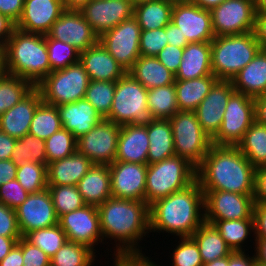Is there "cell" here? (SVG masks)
Instances as JSON below:
<instances>
[{
  "mask_svg": "<svg viewBox=\"0 0 266 266\" xmlns=\"http://www.w3.org/2000/svg\"><path fill=\"white\" fill-rule=\"evenodd\" d=\"M255 167L237 146H210L196 178L202 190H221L253 195Z\"/></svg>",
  "mask_w": 266,
  "mask_h": 266,
  "instance_id": "obj_1",
  "label": "cell"
},
{
  "mask_svg": "<svg viewBox=\"0 0 266 266\" xmlns=\"http://www.w3.org/2000/svg\"><path fill=\"white\" fill-rule=\"evenodd\" d=\"M97 208L103 238L118 241L114 253H142L138 243L150 233L149 205L111 196Z\"/></svg>",
  "mask_w": 266,
  "mask_h": 266,
  "instance_id": "obj_2",
  "label": "cell"
},
{
  "mask_svg": "<svg viewBox=\"0 0 266 266\" xmlns=\"http://www.w3.org/2000/svg\"><path fill=\"white\" fill-rule=\"evenodd\" d=\"M149 217L150 232L192 236L205 222L204 192L199 182L155 201L149 206Z\"/></svg>",
  "mask_w": 266,
  "mask_h": 266,
  "instance_id": "obj_3",
  "label": "cell"
},
{
  "mask_svg": "<svg viewBox=\"0 0 266 266\" xmlns=\"http://www.w3.org/2000/svg\"><path fill=\"white\" fill-rule=\"evenodd\" d=\"M4 71L37 86L51 72L46 35L15 29L3 47Z\"/></svg>",
  "mask_w": 266,
  "mask_h": 266,
  "instance_id": "obj_4",
  "label": "cell"
},
{
  "mask_svg": "<svg viewBox=\"0 0 266 266\" xmlns=\"http://www.w3.org/2000/svg\"><path fill=\"white\" fill-rule=\"evenodd\" d=\"M261 50L253 31L215 36L211 41L212 73L218 80H232Z\"/></svg>",
  "mask_w": 266,
  "mask_h": 266,
  "instance_id": "obj_5",
  "label": "cell"
},
{
  "mask_svg": "<svg viewBox=\"0 0 266 266\" xmlns=\"http://www.w3.org/2000/svg\"><path fill=\"white\" fill-rule=\"evenodd\" d=\"M196 180V167L176 155L147 164L145 202L150 206L161 198L189 187Z\"/></svg>",
  "mask_w": 266,
  "mask_h": 266,
  "instance_id": "obj_6",
  "label": "cell"
},
{
  "mask_svg": "<svg viewBox=\"0 0 266 266\" xmlns=\"http://www.w3.org/2000/svg\"><path fill=\"white\" fill-rule=\"evenodd\" d=\"M89 82V75L78 61L52 71L35 87L40 91L43 102L59 106L84 99Z\"/></svg>",
  "mask_w": 266,
  "mask_h": 266,
  "instance_id": "obj_7",
  "label": "cell"
},
{
  "mask_svg": "<svg viewBox=\"0 0 266 266\" xmlns=\"http://www.w3.org/2000/svg\"><path fill=\"white\" fill-rule=\"evenodd\" d=\"M148 90L128 72L116 81L112 106L105 118L118 125L146 124L150 120Z\"/></svg>",
  "mask_w": 266,
  "mask_h": 266,
  "instance_id": "obj_8",
  "label": "cell"
},
{
  "mask_svg": "<svg viewBox=\"0 0 266 266\" xmlns=\"http://www.w3.org/2000/svg\"><path fill=\"white\" fill-rule=\"evenodd\" d=\"M169 122L173 132L175 155L187 159L197 168L208 153L212 139L203 131L195 111H179Z\"/></svg>",
  "mask_w": 266,
  "mask_h": 266,
  "instance_id": "obj_9",
  "label": "cell"
},
{
  "mask_svg": "<svg viewBox=\"0 0 266 266\" xmlns=\"http://www.w3.org/2000/svg\"><path fill=\"white\" fill-rule=\"evenodd\" d=\"M254 122V98L234 92L228 99L222 125L217 135L212 139V144L237 146Z\"/></svg>",
  "mask_w": 266,
  "mask_h": 266,
  "instance_id": "obj_10",
  "label": "cell"
},
{
  "mask_svg": "<svg viewBox=\"0 0 266 266\" xmlns=\"http://www.w3.org/2000/svg\"><path fill=\"white\" fill-rule=\"evenodd\" d=\"M121 126L103 118L77 139V151L93 164L111 165L116 158Z\"/></svg>",
  "mask_w": 266,
  "mask_h": 266,
  "instance_id": "obj_11",
  "label": "cell"
},
{
  "mask_svg": "<svg viewBox=\"0 0 266 266\" xmlns=\"http://www.w3.org/2000/svg\"><path fill=\"white\" fill-rule=\"evenodd\" d=\"M141 27L134 16L123 20L99 37V42L128 72L141 56L139 49Z\"/></svg>",
  "mask_w": 266,
  "mask_h": 266,
  "instance_id": "obj_12",
  "label": "cell"
},
{
  "mask_svg": "<svg viewBox=\"0 0 266 266\" xmlns=\"http://www.w3.org/2000/svg\"><path fill=\"white\" fill-rule=\"evenodd\" d=\"M205 222L254 219V197L221 190H203Z\"/></svg>",
  "mask_w": 266,
  "mask_h": 266,
  "instance_id": "obj_13",
  "label": "cell"
},
{
  "mask_svg": "<svg viewBox=\"0 0 266 266\" xmlns=\"http://www.w3.org/2000/svg\"><path fill=\"white\" fill-rule=\"evenodd\" d=\"M210 12L215 36L243 34L254 30V0H225Z\"/></svg>",
  "mask_w": 266,
  "mask_h": 266,
  "instance_id": "obj_14",
  "label": "cell"
},
{
  "mask_svg": "<svg viewBox=\"0 0 266 266\" xmlns=\"http://www.w3.org/2000/svg\"><path fill=\"white\" fill-rule=\"evenodd\" d=\"M171 22L180 28L188 43L211 42L215 38L210 10L188 0H175Z\"/></svg>",
  "mask_w": 266,
  "mask_h": 266,
  "instance_id": "obj_15",
  "label": "cell"
},
{
  "mask_svg": "<svg viewBox=\"0 0 266 266\" xmlns=\"http://www.w3.org/2000/svg\"><path fill=\"white\" fill-rule=\"evenodd\" d=\"M58 224L66 233L68 241L84 244L94 251L93 246L104 241L96 206L85 205L66 213L58 218Z\"/></svg>",
  "mask_w": 266,
  "mask_h": 266,
  "instance_id": "obj_16",
  "label": "cell"
},
{
  "mask_svg": "<svg viewBox=\"0 0 266 266\" xmlns=\"http://www.w3.org/2000/svg\"><path fill=\"white\" fill-rule=\"evenodd\" d=\"M15 211L22 237L30 231L58 224V217L48 188L29 194L27 199Z\"/></svg>",
  "mask_w": 266,
  "mask_h": 266,
  "instance_id": "obj_17",
  "label": "cell"
},
{
  "mask_svg": "<svg viewBox=\"0 0 266 266\" xmlns=\"http://www.w3.org/2000/svg\"><path fill=\"white\" fill-rule=\"evenodd\" d=\"M109 170L112 197L145 202L147 164L114 161Z\"/></svg>",
  "mask_w": 266,
  "mask_h": 266,
  "instance_id": "obj_18",
  "label": "cell"
},
{
  "mask_svg": "<svg viewBox=\"0 0 266 266\" xmlns=\"http://www.w3.org/2000/svg\"><path fill=\"white\" fill-rule=\"evenodd\" d=\"M79 11L100 37L123 20L131 18L134 7L130 0H90Z\"/></svg>",
  "mask_w": 266,
  "mask_h": 266,
  "instance_id": "obj_19",
  "label": "cell"
},
{
  "mask_svg": "<svg viewBox=\"0 0 266 266\" xmlns=\"http://www.w3.org/2000/svg\"><path fill=\"white\" fill-rule=\"evenodd\" d=\"M47 35L51 39L68 42L80 52L99 42L98 35L79 10H65Z\"/></svg>",
  "mask_w": 266,
  "mask_h": 266,
  "instance_id": "obj_20",
  "label": "cell"
},
{
  "mask_svg": "<svg viewBox=\"0 0 266 266\" xmlns=\"http://www.w3.org/2000/svg\"><path fill=\"white\" fill-rule=\"evenodd\" d=\"M234 92L232 80H217L195 110L199 124L211 139L222 125L228 99Z\"/></svg>",
  "mask_w": 266,
  "mask_h": 266,
  "instance_id": "obj_21",
  "label": "cell"
},
{
  "mask_svg": "<svg viewBox=\"0 0 266 266\" xmlns=\"http://www.w3.org/2000/svg\"><path fill=\"white\" fill-rule=\"evenodd\" d=\"M65 10L60 0H25L16 29L26 33L47 35L52 24Z\"/></svg>",
  "mask_w": 266,
  "mask_h": 266,
  "instance_id": "obj_22",
  "label": "cell"
},
{
  "mask_svg": "<svg viewBox=\"0 0 266 266\" xmlns=\"http://www.w3.org/2000/svg\"><path fill=\"white\" fill-rule=\"evenodd\" d=\"M149 145L147 123L121 125L115 161L147 164Z\"/></svg>",
  "mask_w": 266,
  "mask_h": 266,
  "instance_id": "obj_23",
  "label": "cell"
},
{
  "mask_svg": "<svg viewBox=\"0 0 266 266\" xmlns=\"http://www.w3.org/2000/svg\"><path fill=\"white\" fill-rule=\"evenodd\" d=\"M41 102V93L35 87L19 103L0 116V130L16 139L27 135L34 112Z\"/></svg>",
  "mask_w": 266,
  "mask_h": 266,
  "instance_id": "obj_24",
  "label": "cell"
},
{
  "mask_svg": "<svg viewBox=\"0 0 266 266\" xmlns=\"http://www.w3.org/2000/svg\"><path fill=\"white\" fill-rule=\"evenodd\" d=\"M80 62L90 80L117 81L127 73L100 42L80 52Z\"/></svg>",
  "mask_w": 266,
  "mask_h": 266,
  "instance_id": "obj_25",
  "label": "cell"
},
{
  "mask_svg": "<svg viewBox=\"0 0 266 266\" xmlns=\"http://www.w3.org/2000/svg\"><path fill=\"white\" fill-rule=\"evenodd\" d=\"M62 128L71 132L77 139L88 133L103 118L85 98L77 102L57 106Z\"/></svg>",
  "mask_w": 266,
  "mask_h": 266,
  "instance_id": "obj_26",
  "label": "cell"
},
{
  "mask_svg": "<svg viewBox=\"0 0 266 266\" xmlns=\"http://www.w3.org/2000/svg\"><path fill=\"white\" fill-rule=\"evenodd\" d=\"M92 166L93 162L78 151L61 160L50 162L47 165V186H76Z\"/></svg>",
  "mask_w": 266,
  "mask_h": 266,
  "instance_id": "obj_27",
  "label": "cell"
},
{
  "mask_svg": "<svg viewBox=\"0 0 266 266\" xmlns=\"http://www.w3.org/2000/svg\"><path fill=\"white\" fill-rule=\"evenodd\" d=\"M211 74V42L188 43L184 47L175 80H190Z\"/></svg>",
  "mask_w": 266,
  "mask_h": 266,
  "instance_id": "obj_28",
  "label": "cell"
},
{
  "mask_svg": "<svg viewBox=\"0 0 266 266\" xmlns=\"http://www.w3.org/2000/svg\"><path fill=\"white\" fill-rule=\"evenodd\" d=\"M76 186L86 205L98 207L112 196L109 165L93 164Z\"/></svg>",
  "mask_w": 266,
  "mask_h": 266,
  "instance_id": "obj_29",
  "label": "cell"
},
{
  "mask_svg": "<svg viewBox=\"0 0 266 266\" xmlns=\"http://www.w3.org/2000/svg\"><path fill=\"white\" fill-rule=\"evenodd\" d=\"M232 83L235 92L253 98L261 96L266 91V50L261 49L232 79Z\"/></svg>",
  "mask_w": 266,
  "mask_h": 266,
  "instance_id": "obj_30",
  "label": "cell"
},
{
  "mask_svg": "<svg viewBox=\"0 0 266 266\" xmlns=\"http://www.w3.org/2000/svg\"><path fill=\"white\" fill-rule=\"evenodd\" d=\"M149 150L147 164L175 156L172 127L169 119H150L147 122Z\"/></svg>",
  "mask_w": 266,
  "mask_h": 266,
  "instance_id": "obj_31",
  "label": "cell"
},
{
  "mask_svg": "<svg viewBox=\"0 0 266 266\" xmlns=\"http://www.w3.org/2000/svg\"><path fill=\"white\" fill-rule=\"evenodd\" d=\"M128 73L147 90L175 83V74L153 56H140Z\"/></svg>",
  "mask_w": 266,
  "mask_h": 266,
  "instance_id": "obj_32",
  "label": "cell"
},
{
  "mask_svg": "<svg viewBox=\"0 0 266 266\" xmlns=\"http://www.w3.org/2000/svg\"><path fill=\"white\" fill-rule=\"evenodd\" d=\"M218 79L213 75L190 80H175L177 105L180 111H195Z\"/></svg>",
  "mask_w": 266,
  "mask_h": 266,
  "instance_id": "obj_33",
  "label": "cell"
},
{
  "mask_svg": "<svg viewBox=\"0 0 266 266\" xmlns=\"http://www.w3.org/2000/svg\"><path fill=\"white\" fill-rule=\"evenodd\" d=\"M191 237L198 245L203 264L224 258L232 253L213 224L204 222Z\"/></svg>",
  "mask_w": 266,
  "mask_h": 266,
  "instance_id": "obj_34",
  "label": "cell"
},
{
  "mask_svg": "<svg viewBox=\"0 0 266 266\" xmlns=\"http://www.w3.org/2000/svg\"><path fill=\"white\" fill-rule=\"evenodd\" d=\"M175 0H157L134 6L133 16L141 30L166 27L171 22V12Z\"/></svg>",
  "mask_w": 266,
  "mask_h": 266,
  "instance_id": "obj_35",
  "label": "cell"
},
{
  "mask_svg": "<svg viewBox=\"0 0 266 266\" xmlns=\"http://www.w3.org/2000/svg\"><path fill=\"white\" fill-rule=\"evenodd\" d=\"M237 147L255 168L266 166V126L255 121Z\"/></svg>",
  "mask_w": 266,
  "mask_h": 266,
  "instance_id": "obj_36",
  "label": "cell"
},
{
  "mask_svg": "<svg viewBox=\"0 0 266 266\" xmlns=\"http://www.w3.org/2000/svg\"><path fill=\"white\" fill-rule=\"evenodd\" d=\"M147 104L151 119H170L179 112L175 85L169 84L148 89Z\"/></svg>",
  "mask_w": 266,
  "mask_h": 266,
  "instance_id": "obj_37",
  "label": "cell"
},
{
  "mask_svg": "<svg viewBox=\"0 0 266 266\" xmlns=\"http://www.w3.org/2000/svg\"><path fill=\"white\" fill-rule=\"evenodd\" d=\"M34 88L30 81L4 72L0 76V116L19 103Z\"/></svg>",
  "mask_w": 266,
  "mask_h": 266,
  "instance_id": "obj_38",
  "label": "cell"
},
{
  "mask_svg": "<svg viewBox=\"0 0 266 266\" xmlns=\"http://www.w3.org/2000/svg\"><path fill=\"white\" fill-rule=\"evenodd\" d=\"M61 128L62 123L57 106L42 101L34 112L28 134L46 140Z\"/></svg>",
  "mask_w": 266,
  "mask_h": 266,
  "instance_id": "obj_39",
  "label": "cell"
},
{
  "mask_svg": "<svg viewBox=\"0 0 266 266\" xmlns=\"http://www.w3.org/2000/svg\"><path fill=\"white\" fill-rule=\"evenodd\" d=\"M213 225L232 252L245 251L242 244L248 235L255 232L254 219L216 220Z\"/></svg>",
  "mask_w": 266,
  "mask_h": 266,
  "instance_id": "obj_40",
  "label": "cell"
},
{
  "mask_svg": "<svg viewBox=\"0 0 266 266\" xmlns=\"http://www.w3.org/2000/svg\"><path fill=\"white\" fill-rule=\"evenodd\" d=\"M95 253L84 244L67 241L50 258V266H92Z\"/></svg>",
  "mask_w": 266,
  "mask_h": 266,
  "instance_id": "obj_41",
  "label": "cell"
},
{
  "mask_svg": "<svg viewBox=\"0 0 266 266\" xmlns=\"http://www.w3.org/2000/svg\"><path fill=\"white\" fill-rule=\"evenodd\" d=\"M11 159L16 166H20L27 161L47 166L45 140L30 134L18 138Z\"/></svg>",
  "mask_w": 266,
  "mask_h": 266,
  "instance_id": "obj_42",
  "label": "cell"
},
{
  "mask_svg": "<svg viewBox=\"0 0 266 266\" xmlns=\"http://www.w3.org/2000/svg\"><path fill=\"white\" fill-rule=\"evenodd\" d=\"M24 238L40 248L50 258L68 241L66 233L59 224L30 231Z\"/></svg>",
  "mask_w": 266,
  "mask_h": 266,
  "instance_id": "obj_43",
  "label": "cell"
},
{
  "mask_svg": "<svg viewBox=\"0 0 266 266\" xmlns=\"http://www.w3.org/2000/svg\"><path fill=\"white\" fill-rule=\"evenodd\" d=\"M116 81H97L90 80L86 90L85 99L93 105L102 118L109 115Z\"/></svg>",
  "mask_w": 266,
  "mask_h": 266,
  "instance_id": "obj_44",
  "label": "cell"
},
{
  "mask_svg": "<svg viewBox=\"0 0 266 266\" xmlns=\"http://www.w3.org/2000/svg\"><path fill=\"white\" fill-rule=\"evenodd\" d=\"M16 180L29 193L47 188V166L32 161L17 166Z\"/></svg>",
  "mask_w": 266,
  "mask_h": 266,
  "instance_id": "obj_45",
  "label": "cell"
},
{
  "mask_svg": "<svg viewBox=\"0 0 266 266\" xmlns=\"http://www.w3.org/2000/svg\"><path fill=\"white\" fill-rule=\"evenodd\" d=\"M47 165L61 160L77 151V138L65 128H61L45 140Z\"/></svg>",
  "mask_w": 266,
  "mask_h": 266,
  "instance_id": "obj_46",
  "label": "cell"
},
{
  "mask_svg": "<svg viewBox=\"0 0 266 266\" xmlns=\"http://www.w3.org/2000/svg\"><path fill=\"white\" fill-rule=\"evenodd\" d=\"M47 188L52 196L53 205L58 218L86 205L77 186L60 185L47 186Z\"/></svg>",
  "mask_w": 266,
  "mask_h": 266,
  "instance_id": "obj_47",
  "label": "cell"
},
{
  "mask_svg": "<svg viewBox=\"0 0 266 266\" xmlns=\"http://www.w3.org/2000/svg\"><path fill=\"white\" fill-rule=\"evenodd\" d=\"M46 45L52 71L64 69L80 61V51L68 42L51 39L46 35Z\"/></svg>",
  "mask_w": 266,
  "mask_h": 266,
  "instance_id": "obj_48",
  "label": "cell"
},
{
  "mask_svg": "<svg viewBox=\"0 0 266 266\" xmlns=\"http://www.w3.org/2000/svg\"><path fill=\"white\" fill-rule=\"evenodd\" d=\"M178 246L173 251L172 266H203L198 245L190 237H179Z\"/></svg>",
  "mask_w": 266,
  "mask_h": 266,
  "instance_id": "obj_49",
  "label": "cell"
},
{
  "mask_svg": "<svg viewBox=\"0 0 266 266\" xmlns=\"http://www.w3.org/2000/svg\"><path fill=\"white\" fill-rule=\"evenodd\" d=\"M166 27L153 30H141L139 49L141 56L156 55L168 44Z\"/></svg>",
  "mask_w": 266,
  "mask_h": 266,
  "instance_id": "obj_50",
  "label": "cell"
},
{
  "mask_svg": "<svg viewBox=\"0 0 266 266\" xmlns=\"http://www.w3.org/2000/svg\"><path fill=\"white\" fill-rule=\"evenodd\" d=\"M28 195L29 193L16 179L0 186V204H4L14 210L27 199Z\"/></svg>",
  "mask_w": 266,
  "mask_h": 266,
  "instance_id": "obj_51",
  "label": "cell"
},
{
  "mask_svg": "<svg viewBox=\"0 0 266 266\" xmlns=\"http://www.w3.org/2000/svg\"><path fill=\"white\" fill-rule=\"evenodd\" d=\"M17 245L22 249L23 266H50V257L24 237L20 238Z\"/></svg>",
  "mask_w": 266,
  "mask_h": 266,
  "instance_id": "obj_52",
  "label": "cell"
},
{
  "mask_svg": "<svg viewBox=\"0 0 266 266\" xmlns=\"http://www.w3.org/2000/svg\"><path fill=\"white\" fill-rule=\"evenodd\" d=\"M0 236L22 237L17 224L16 211L0 204Z\"/></svg>",
  "mask_w": 266,
  "mask_h": 266,
  "instance_id": "obj_53",
  "label": "cell"
},
{
  "mask_svg": "<svg viewBox=\"0 0 266 266\" xmlns=\"http://www.w3.org/2000/svg\"><path fill=\"white\" fill-rule=\"evenodd\" d=\"M184 48L167 44L157 55L156 58L171 72L177 73L182 61Z\"/></svg>",
  "mask_w": 266,
  "mask_h": 266,
  "instance_id": "obj_54",
  "label": "cell"
},
{
  "mask_svg": "<svg viewBox=\"0 0 266 266\" xmlns=\"http://www.w3.org/2000/svg\"><path fill=\"white\" fill-rule=\"evenodd\" d=\"M113 266H160L149 260L143 253H114ZM155 263V264H154Z\"/></svg>",
  "mask_w": 266,
  "mask_h": 266,
  "instance_id": "obj_55",
  "label": "cell"
},
{
  "mask_svg": "<svg viewBox=\"0 0 266 266\" xmlns=\"http://www.w3.org/2000/svg\"><path fill=\"white\" fill-rule=\"evenodd\" d=\"M253 197L255 203L266 204V166L255 168Z\"/></svg>",
  "mask_w": 266,
  "mask_h": 266,
  "instance_id": "obj_56",
  "label": "cell"
},
{
  "mask_svg": "<svg viewBox=\"0 0 266 266\" xmlns=\"http://www.w3.org/2000/svg\"><path fill=\"white\" fill-rule=\"evenodd\" d=\"M24 1L25 0H0V13L16 24L22 15Z\"/></svg>",
  "mask_w": 266,
  "mask_h": 266,
  "instance_id": "obj_57",
  "label": "cell"
},
{
  "mask_svg": "<svg viewBox=\"0 0 266 266\" xmlns=\"http://www.w3.org/2000/svg\"><path fill=\"white\" fill-rule=\"evenodd\" d=\"M254 238H266V204L255 203L253 208Z\"/></svg>",
  "mask_w": 266,
  "mask_h": 266,
  "instance_id": "obj_58",
  "label": "cell"
},
{
  "mask_svg": "<svg viewBox=\"0 0 266 266\" xmlns=\"http://www.w3.org/2000/svg\"><path fill=\"white\" fill-rule=\"evenodd\" d=\"M253 33L261 49L266 50V13H255Z\"/></svg>",
  "mask_w": 266,
  "mask_h": 266,
  "instance_id": "obj_59",
  "label": "cell"
},
{
  "mask_svg": "<svg viewBox=\"0 0 266 266\" xmlns=\"http://www.w3.org/2000/svg\"><path fill=\"white\" fill-rule=\"evenodd\" d=\"M166 35L168 39V44L170 45H174L179 48H184L188 44L187 39L180 32V28H178L172 22H170L166 26Z\"/></svg>",
  "mask_w": 266,
  "mask_h": 266,
  "instance_id": "obj_60",
  "label": "cell"
},
{
  "mask_svg": "<svg viewBox=\"0 0 266 266\" xmlns=\"http://www.w3.org/2000/svg\"><path fill=\"white\" fill-rule=\"evenodd\" d=\"M17 139L0 130V160L11 159Z\"/></svg>",
  "mask_w": 266,
  "mask_h": 266,
  "instance_id": "obj_61",
  "label": "cell"
},
{
  "mask_svg": "<svg viewBox=\"0 0 266 266\" xmlns=\"http://www.w3.org/2000/svg\"><path fill=\"white\" fill-rule=\"evenodd\" d=\"M255 254L253 257L246 255L245 251L232 252L228 256V266H257Z\"/></svg>",
  "mask_w": 266,
  "mask_h": 266,
  "instance_id": "obj_62",
  "label": "cell"
},
{
  "mask_svg": "<svg viewBox=\"0 0 266 266\" xmlns=\"http://www.w3.org/2000/svg\"><path fill=\"white\" fill-rule=\"evenodd\" d=\"M16 29V24L6 17L5 15L0 13V48L6 45L13 31Z\"/></svg>",
  "mask_w": 266,
  "mask_h": 266,
  "instance_id": "obj_63",
  "label": "cell"
},
{
  "mask_svg": "<svg viewBox=\"0 0 266 266\" xmlns=\"http://www.w3.org/2000/svg\"><path fill=\"white\" fill-rule=\"evenodd\" d=\"M17 166L12 159L0 160V186L16 179Z\"/></svg>",
  "mask_w": 266,
  "mask_h": 266,
  "instance_id": "obj_64",
  "label": "cell"
},
{
  "mask_svg": "<svg viewBox=\"0 0 266 266\" xmlns=\"http://www.w3.org/2000/svg\"><path fill=\"white\" fill-rule=\"evenodd\" d=\"M0 266H23L22 249L16 244L9 254L0 261Z\"/></svg>",
  "mask_w": 266,
  "mask_h": 266,
  "instance_id": "obj_65",
  "label": "cell"
},
{
  "mask_svg": "<svg viewBox=\"0 0 266 266\" xmlns=\"http://www.w3.org/2000/svg\"><path fill=\"white\" fill-rule=\"evenodd\" d=\"M255 121L266 126V100L262 96L254 98Z\"/></svg>",
  "mask_w": 266,
  "mask_h": 266,
  "instance_id": "obj_66",
  "label": "cell"
},
{
  "mask_svg": "<svg viewBox=\"0 0 266 266\" xmlns=\"http://www.w3.org/2000/svg\"><path fill=\"white\" fill-rule=\"evenodd\" d=\"M21 237L0 236V261H2L17 244Z\"/></svg>",
  "mask_w": 266,
  "mask_h": 266,
  "instance_id": "obj_67",
  "label": "cell"
},
{
  "mask_svg": "<svg viewBox=\"0 0 266 266\" xmlns=\"http://www.w3.org/2000/svg\"><path fill=\"white\" fill-rule=\"evenodd\" d=\"M255 256L257 263L266 266V238H255Z\"/></svg>",
  "mask_w": 266,
  "mask_h": 266,
  "instance_id": "obj_68",
  "label": "cell"
},
{
  "mask_svg": "<svg viewBox=\"0 0 266 266\" xmlns=\"http://www.w3.org/2000/svg\"><path fill=\"white\" fill-rule=\"evenodd\" d=\"M189 2L207 10L219 6L225 0H188Z\"/></svg>",
  "mask_w": 266,
  "mask_h": 266,
  "instance_id": "obj_69",
  "label": "cell"
},
{
  "mask_svg": "<svg viewBox=\"0 0 266 266\" xmlns=\"http://www.w3.org/2000/svg\"><path fill=\"white\" fill-rule=\"evenodd\" d=\"M90 0H64L63 4L66 10H80Z\"/></svg>",
  "mask_w": 266,
  "mask_h": 266,
  "instance_id": "obj_70",
  "label": "cell"
},
{
  "mask_svg": "<svg viewBox=\"0 0 266 266\" xmlns=\"http://www.w3.org/2000/svg\"><path fill=\"white\" fill-rule=\"evenodd\" d=\"M203 266H228V256L221 259H216L212 262H208L206 264H203Z\"/></svg>",
  "mask_w": 266,
  "mask_h": 266,
  "instance_id": "obj_71",
  "label": "cell"
},
{
  "mask_svg": "<svg viewBox=\"0 0 266 266\" xmlns=\"http://www.w3.org/2000/svg\"><path fill=\"white\" fill-rule=\"evenodd\" d=\"M255 12L266 13V0H254Z\"/></svg>",
  "mask_w": 266,
  "mask_h": 266,
  "instance_id": "obj_72",
  "label": "cell"
},
{
  "mask_svg": "<svg viewBox=\"0 0 266 266\" xmlns=\"http://www.w3.org/2000/svg\"><path fill=\"white\" fill-rule=\"evenodd\" d=\"M4 52L0 48V76L4 73Z\"/></svg>",
  "mask_w": 266,
  "mask_h": 266,
  "instance_id": "obj_73",
  "label": "cell"
},
{
  "mask_svg": "<svg viewBox=\"0 0 266 266\" xmlns=\"http://www.w3.org/2000/svg\"><path fill=\"white\" fill-rule=\"evenodd\" d=\"M134 6L143 4V3H147V2H153V1H157V0H130Z\"/></svg>",
  "mask_w": 266,
  "mask_h": 266,
  "instance_id": "obj_74",
  "label": "cell"
},
{
  "mask_svg": "<svg viewBox=\"0 0 266 266\" xmlns=\"http://www.w3.org/2000/svg\"><path fill=\"white\" fill-rule=\"evenodd\" d=\"M261 96L266 100V91Z\"/></svg>",
  "mask_w": 266,
  "mask_h": 266,
  "instance_id": "obj_75",
  "label": "cell"
}]
</instances>
